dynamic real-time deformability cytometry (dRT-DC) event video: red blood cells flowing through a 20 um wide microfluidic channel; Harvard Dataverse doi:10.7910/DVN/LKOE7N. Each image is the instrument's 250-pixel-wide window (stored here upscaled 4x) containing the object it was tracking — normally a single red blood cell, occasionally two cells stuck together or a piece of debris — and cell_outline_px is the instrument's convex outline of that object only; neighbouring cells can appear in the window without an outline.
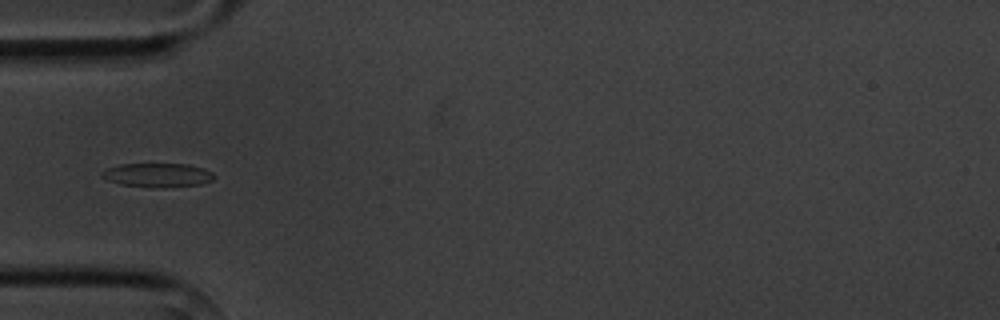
{"species": "common noctule bat (a hibernating species)", "species_latin": "Nyctalus noctula", "temperature_condition": "cold", "stored_images_in_passage": 3, "camera_frame_rate_fps": 3000, "um_per_image_px": 0.085, "animal": {"sex": "male", "body_mass_g": 20.1, "forearm_length_mm": 53.5}, "frame": {"image": 1, "passage_image": 3, "time_ms": 2.333, "image_size_px": [1000, 320], "cell_outline_px": [[216, 176], [212, 180], [200, 184], [156, 188], [152, 188], [120, 184], [108, 180], [100, 176], [100, 172], [108, 168], [120, 164], [188, 164], [204, 168], [212, 172]], "centroid_in_image_um": [13.39, 14.88], "position_along_channel_um": 71.6, "area_um2": 15.72}}